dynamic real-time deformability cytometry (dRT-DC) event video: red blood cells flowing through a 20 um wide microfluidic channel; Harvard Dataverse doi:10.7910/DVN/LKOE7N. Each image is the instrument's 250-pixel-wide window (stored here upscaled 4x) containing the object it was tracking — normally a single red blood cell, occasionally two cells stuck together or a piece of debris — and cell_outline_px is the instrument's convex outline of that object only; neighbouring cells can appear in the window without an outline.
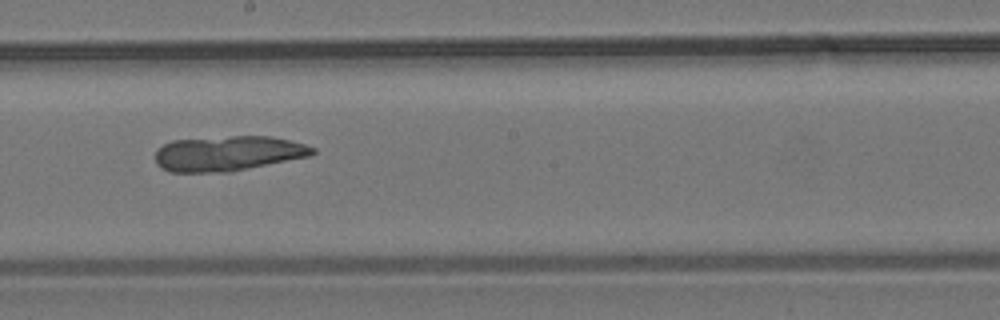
{"species": "common noctule bat (a hibernating species)", "species_latin": "Nyctalus noctula", "temperature_condition": "room temperature", "stored_images_in_passage": 9, "camera_frame_rate_fps": 3000, "um_per_image_px": 0.085, "animal": {"sex": "male", "body_mass_g": 19.2, "forearm_length_mm": 51.8}, "frame": {"image": 1, "passage_image": 9, "time_ms": 9.667, "image_size_px": [1000, 320], "cell_outline_px": [[316, 152], [312, 156], [228, 172], [168, 172], [160, 168], [156, 164], [156, 148], [172, 140], [232, 136], [272, 136], [304, 144], [316, 148]], "centroid_in_image_um": [19.37, 13.04], "position_along_channel_um": 228.8, "area_um2": 32.37}}